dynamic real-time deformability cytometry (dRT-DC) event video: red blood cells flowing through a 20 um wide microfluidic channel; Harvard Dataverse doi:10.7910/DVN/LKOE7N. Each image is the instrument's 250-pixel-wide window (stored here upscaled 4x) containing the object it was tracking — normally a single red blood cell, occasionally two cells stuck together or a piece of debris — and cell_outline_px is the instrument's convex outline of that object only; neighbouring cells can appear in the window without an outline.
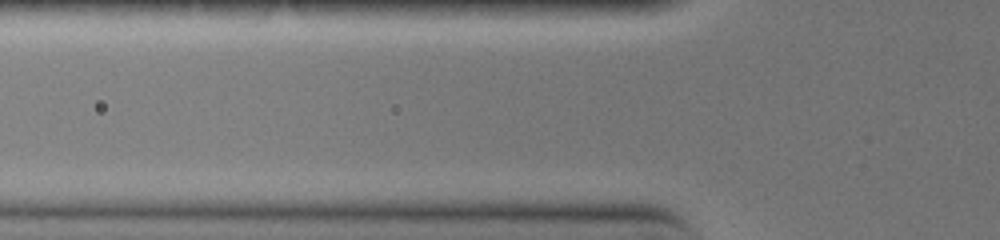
{"species": "common noctule bat (a hibernating species)", "species_latin": "Nyctalus noctula", "temperature_condition": "warm", "stored_images_in_passage": 2, "camera_frame_rate_fps": 3000, "um_per_image_px": 0.085, "animal": {"sex": "female", "body_mass_g": 19.0, "forearm_length_mm": 51.5}, "frame": {"image": 1, "passage_image": 2, "time_ms": 0.333, "image_size_px": [1000, 240], "cell_outline_px": [[636, 164], [624, 168], [512, 168], [488, 164], [488, 160], [512, 156], [576, 156], [636, 160]], "centroid_in_image_um": [47.67, 13.79], "position_along_channel_um": 78.1, "area_um2": 11.1}}